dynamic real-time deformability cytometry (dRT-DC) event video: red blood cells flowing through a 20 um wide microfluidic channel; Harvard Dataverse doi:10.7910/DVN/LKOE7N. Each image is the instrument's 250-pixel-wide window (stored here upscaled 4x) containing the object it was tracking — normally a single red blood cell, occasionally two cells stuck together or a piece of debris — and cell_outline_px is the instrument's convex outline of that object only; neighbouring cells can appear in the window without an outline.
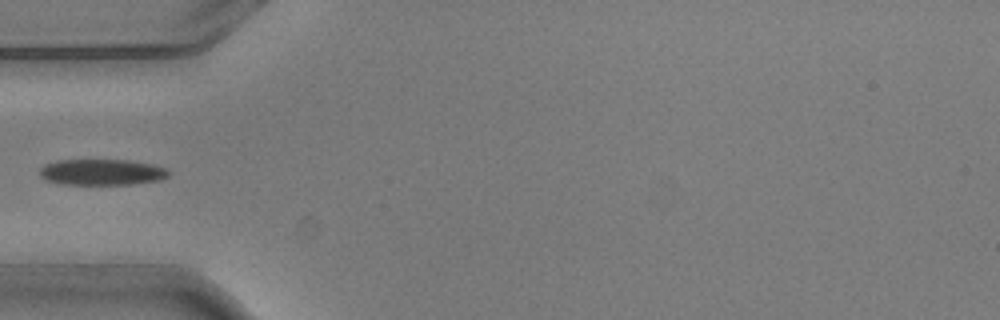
{"species": "common noctule bat (a hibernating species)", "species_latin": "Nyctalus noctula", "temperature_condition": "warm", "stored_images_in_passage": 2, "camera_frame_rate_fps": 3000, "um_per_image_px": 0.085, "animal": {"sex": "male", "body_mass_g": 20.5, "forearm_length_mm": 52.5}, "frame": {"image": 1, "passage_image": 2, "time_ms": 0.333, "image_size_px": [1000, 320], "cell_outline_px": [[168, 176], [160, 180], [132, 184], [60, 184], [44, 180], [40, 176], [40, 168], [44, 164], [56, 160], [128, 160], [152, 164], [164, 168], [168, 172]], "centroid_in_image_um": [8.6, 14.63], "position_along_channel_um": 76.4, "area_um2": 19.54}}